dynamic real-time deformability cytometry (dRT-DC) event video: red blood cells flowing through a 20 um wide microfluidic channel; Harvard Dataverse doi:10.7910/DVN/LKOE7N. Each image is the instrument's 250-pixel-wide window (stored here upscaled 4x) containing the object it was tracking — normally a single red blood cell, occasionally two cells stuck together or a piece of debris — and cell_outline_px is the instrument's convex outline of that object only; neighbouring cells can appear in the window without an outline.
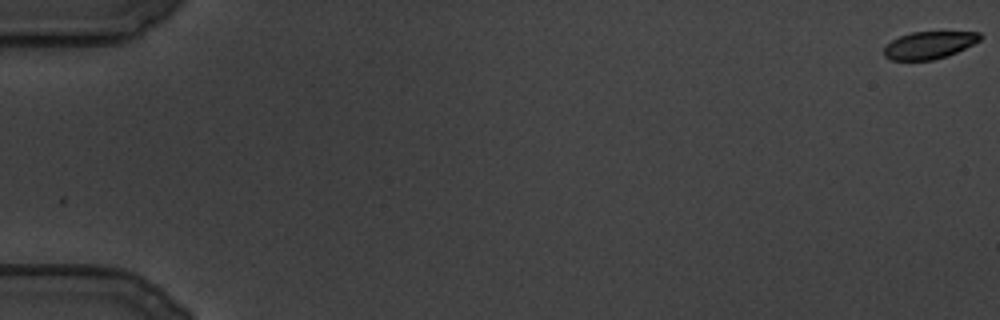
{"species": "common noctule bat (a hibernating species)", "species_latin": "Nyctalus noctula", "temperature_condition": "cold", "stored_images_in_passage": 122, "camera_frame_rate_fps": 3000, "um_per_image_px": 0.085, "animal": {"sex": "male", "body_mass_g": 19.5, "forearm_length_mm": 54.6}, "frame": {"image": 1, "passage_image": 1, "time_ms": 0.0, "image_size_px": [1000, 320], "cell_outline_px": [[984, 36], [980, 40], [948, 56], [932, 60], [892, 60], [884, 56], [884, 48], [892, 40], [900, 36], [912, 32], [980, 32]], "centroid_in_image_um": [78.99, 3.83], "position_along_channel_um": 6.0, "area_um2": 15.2}}
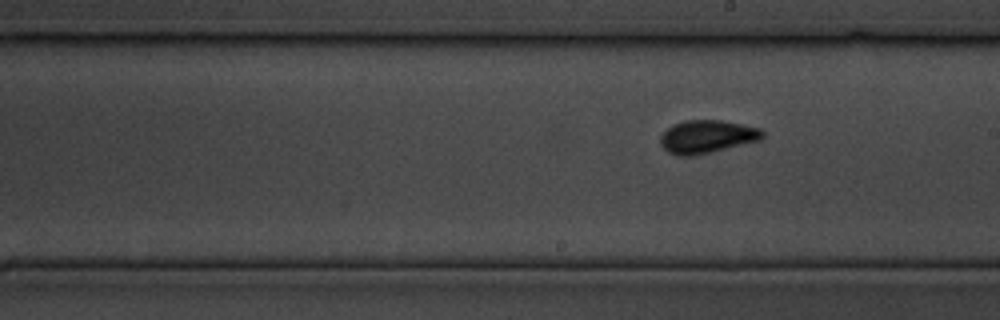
{"frame": {"image": 2, "passage_image": 70, "time_ms": 23.0, "image_size_px": [1000, 320], "cell_outline_px": [[764, 136], [760, 140], [692, 156], [676, 156], [668, 152], [660, 144], [660, 136], [672, 124], [684, 120], [720, 120], [760, 128], [764, 132]], "centroid_in_image_um": [60.06, 11.61], "position_along_channel_um": 228.9, "area_um2": 19.54}}
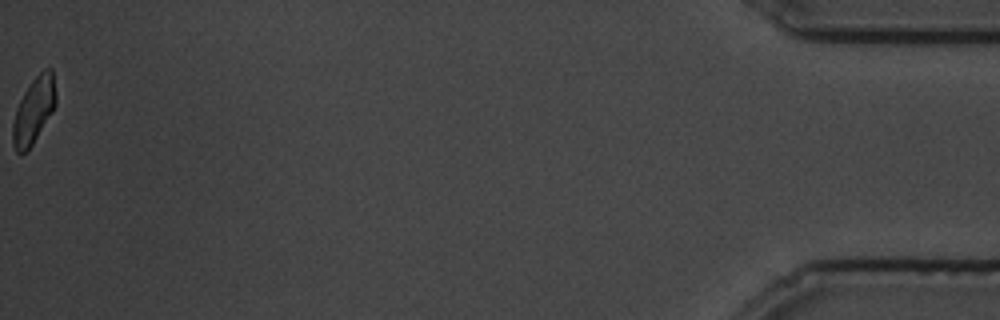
{"frame": {"image": 3, "passage_image": 122, "time_ms": 40.333, "image_size_px": [1000, 320], "cell_outline_px": [[56, 104], [52, 112], [32, 144], [20, 156], [16, 152], [12, 144], [12, 124], [16, 108], [24, 92], [32, 80], [44, 68], [52, 68], [56, 92]], "centroid_in_image_um": [2.86, 9.38], "position_along_channel_um": 432.3, "area_um2": 16.59}}